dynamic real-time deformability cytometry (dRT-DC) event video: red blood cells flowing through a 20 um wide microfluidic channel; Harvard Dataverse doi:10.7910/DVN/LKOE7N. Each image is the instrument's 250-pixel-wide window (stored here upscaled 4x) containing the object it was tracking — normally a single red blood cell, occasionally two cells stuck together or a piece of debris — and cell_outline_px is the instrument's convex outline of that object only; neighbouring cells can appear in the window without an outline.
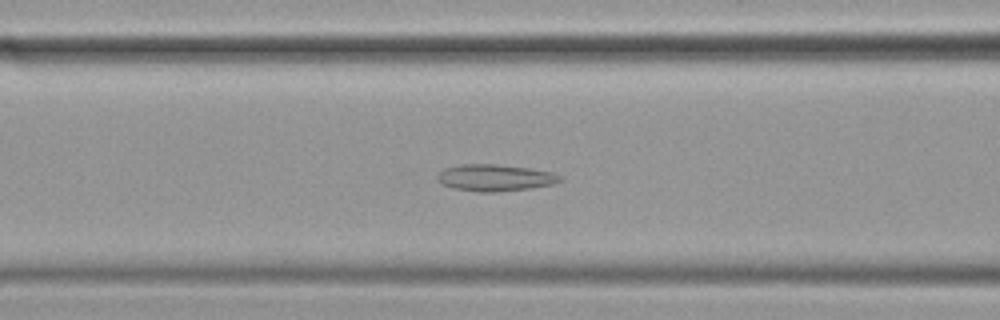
{"species": "common noctule bat (a hibernating species)", "species_latin": "Nyctalus noctula", "temperature_condition": "cold", "stored_images_in_passage": 45, "camera_frame_rate_fps": 3000, "um_per_image_px": 0.085, "animal": {"sex": "female", "body_mass_g": 19.9}, "frame": {"image": 1, "passage_image": 10, "time_ms": 3.0, "image_size_px": [1000, 320], "cell_outline_px": [[564, 180], [552, 184], [532, 188], [496, 192], [480, 192], [452, 188], [440, 184], [436, 180], [436, 176], [444, 168], [460, 164], [496, 164], [528, 168], [552, 172], [560, 176]], "centroid_in_image_um": [42.04, 15.11], "position_along_channel_um": 124.6, "area_um2": 19.25}}
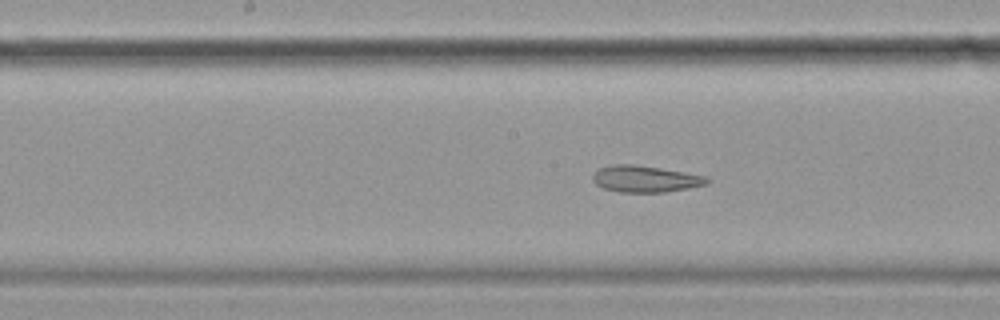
{"frame": {"image": 2, "passage_image": 16, "time_ms": 5.0, "image_size_px": [1000, 320], "cell_outline_px": [[712, 180], [708, 184], [688, 188], [664, 192], [620, 192], [604, 188], [596, 184], [592, 180], [592, 176], [600, 168], [612, 164], [636, 164], [684, 172], [704, 176]], "centroid_in_image_um": [54.85, 15.2], "position_along_channel_um": 193.3, "area_um2": 17.63}}
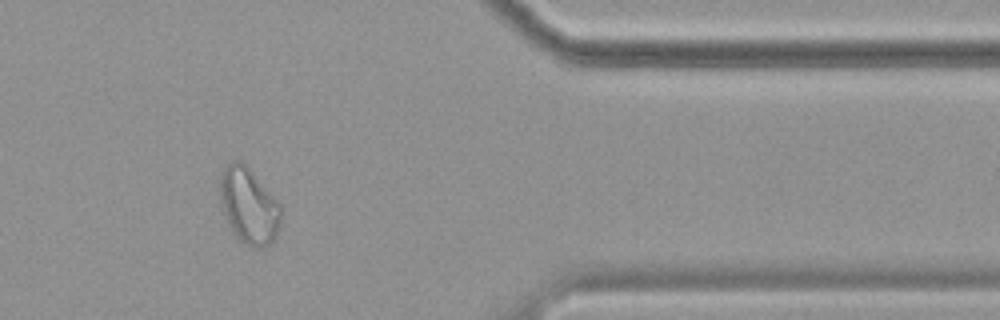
{"frame": {"image": 3, "passage_image": 35, "time_ms": 11.333, "image_size_px": [1000, 320], "cell_outline_px": [[280, 224], [276, 236], [264, 248], [252, 248], [236, 240], [228, 224], [220, 200], [220, 176], [224, 168], [232, 160], [240, 160], [252, 172], [280, 204]], "centroid_in_image_um": [21.13, 17.53], "position_along_channel_um": 390.3, "area_um2": 26.88}, "authors_computed_cell_mechanics": {"area_um2": 20.23, "velocity_mm_per_s": 3.4489, "shape_relaxation_time_tau1_ms": null, "shape_relaxation_time_tau2_ms": 2.7377, "deformation_change_tau1": null, "deformation_change_tau2": 0.1028}}